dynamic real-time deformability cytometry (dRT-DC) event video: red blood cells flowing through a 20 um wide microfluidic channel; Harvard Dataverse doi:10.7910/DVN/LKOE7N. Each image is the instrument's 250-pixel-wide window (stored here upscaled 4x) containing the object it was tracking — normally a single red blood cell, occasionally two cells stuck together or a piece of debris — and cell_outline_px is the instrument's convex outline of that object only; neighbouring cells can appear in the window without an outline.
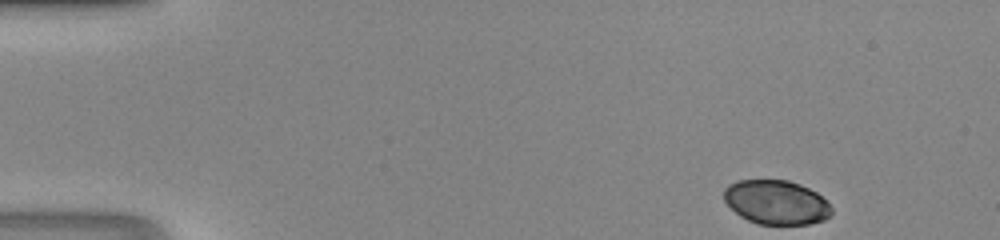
{"species": "human", "species_latin": "Homo sapiens", "temperature_condition": "room temperature", "stored_images_in_passage": 43, "camera_frame_rate_fps": 3000, "um_per_image_px": 0.085, "donor": {"sex": "male"}, "frame": {"image": 1, "passage_image": 1, "time_ms": 0.0, "image_size_px": [1000, 240], "cell_outline_px": [[832, 212], [824, 220], [808, 224], [756, 224], [740, 216], [724, 200], [724, 188], [728, 184], [736, 180], [788, 180], [800, 184], [816, 192], [832, 208]], "centroid_in_image_um": [65.96, 17.19], "position_along_channel_um": 19.0, "area_um2": 27.63}}
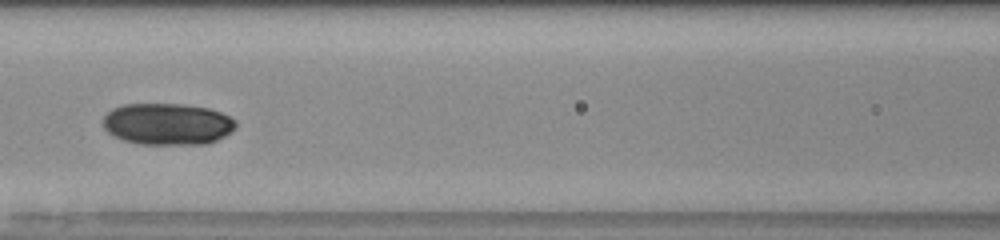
{"frame": {"image": 2, "passage_image": 18, "time_ms": 5.667, "image_size_px": [1000, 240], "cell_outline_px": [[236, 128], [224, 136], [216, 140], [204, 144], [140, 144], [124, 140], [112, 136], [104, 128], [104, 116], [112, 108], [124, 104], [184, 104], [208, 108], [220, 112], [236, 120]], "centroid_in_image_um": [14.23, 10.54], "position_along_channel_um": 152.4, "area_um2": 32.25}}
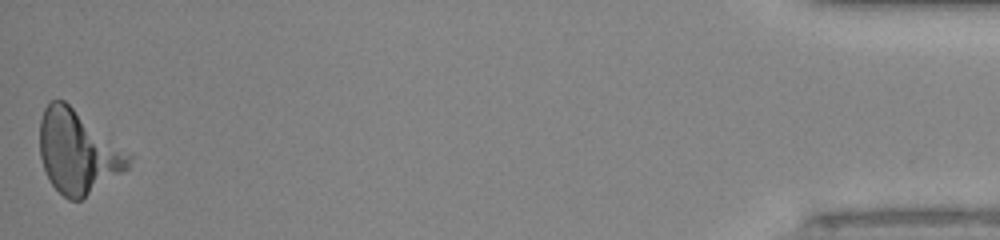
{"frame": {"image": 3, "passage_image": 43, "time_ms": 14.0, "image_size_px": [1000, 240], "cell_outline_px": [[132, 156], [128, 168], [80, 200], [68, 200], [52, 184], [44, 168], [40, 156], [40, 120], [44, 108], [52, 100], [64, 100], [132, 152]], "centroid_in_image_um": [6.65, 12.88], "position_along_channel_um": 428.6, "area_um2": 43.0}}